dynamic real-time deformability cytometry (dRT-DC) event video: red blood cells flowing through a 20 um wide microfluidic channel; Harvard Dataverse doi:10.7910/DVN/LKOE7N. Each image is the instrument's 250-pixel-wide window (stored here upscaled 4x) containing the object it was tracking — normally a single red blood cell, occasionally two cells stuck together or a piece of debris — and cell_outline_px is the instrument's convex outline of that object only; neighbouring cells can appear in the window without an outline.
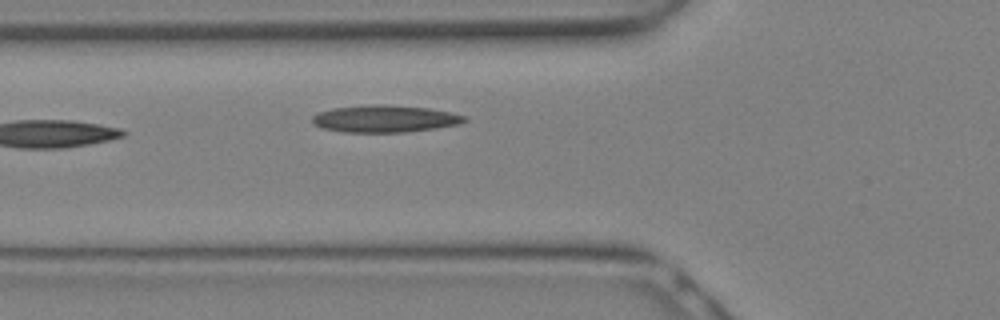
{"species": "Egyptian fruit bat (a non-hibernating species)", "species_latin": "Rousettus aegyptiacus", "temperature_condition": "warm", "stored_images_in_passage": 6, "camera_frame_rate_fps": 3000, "um_per_image_px": 0.085, "animal": {"sex": "female"}, "frame": {"image": 1, "passage_image": 6, "time_ms": 1.667, "image_size_px": [1000, 320], "cell_outline_px": [[468, 120], [460, 124], [436, 128], [404, 132], [340, 132], [320, 128], [312, 124], [312, 116], [316, 112], [332, 108], [372, 104], [380, 104], [428, 108], [452, 112], [464, 116]], "centroid_in_image_um": [32.65, 10.09], "position_along_channel_um": 93.1, "area_um2": 24.28}}